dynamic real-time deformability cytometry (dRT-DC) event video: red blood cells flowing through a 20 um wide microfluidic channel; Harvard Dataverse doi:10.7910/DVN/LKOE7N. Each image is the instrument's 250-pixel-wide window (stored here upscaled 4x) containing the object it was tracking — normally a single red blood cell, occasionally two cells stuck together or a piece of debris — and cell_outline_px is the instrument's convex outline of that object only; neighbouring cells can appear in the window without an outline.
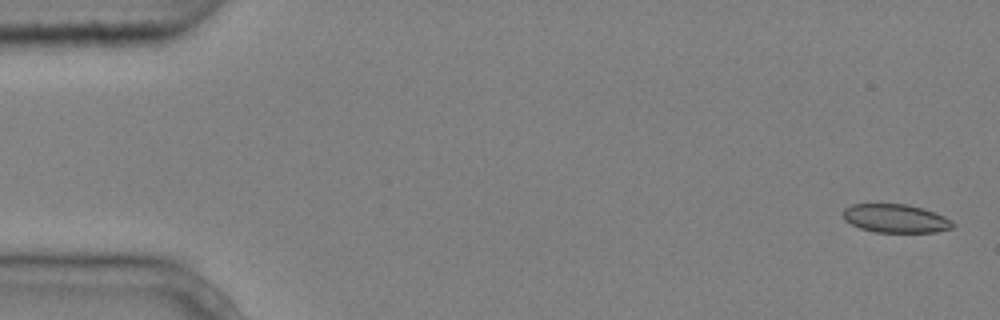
{"species": "common noctule bat (a hibernating species)", "species_latin": "Nyctalus noctula", "temperature_condition": "cold", "stored_images_in_passage": 7, "camera_frame_rate_fps": 3000, "um_per_image_px": 0.085, "animal": {"sex": "male", "body_mass_g": 20.4}, "frame": {"image": 1, "passage_image": 1, "time_ms": 0.0, "image_size_px": [1000, 320], "cell_outline_px": [[956, 224], [952, 228], [936, 232], [876, 232], [860, 228], [844, 220], [844, 208], [852, 204], [908, 204], [924, 208], [944, 216], [952, 220]], "centroid_in_image_um": [76.16, 18.56], "position_along_channel_um": 8.8, "area_um2": 18.26}}
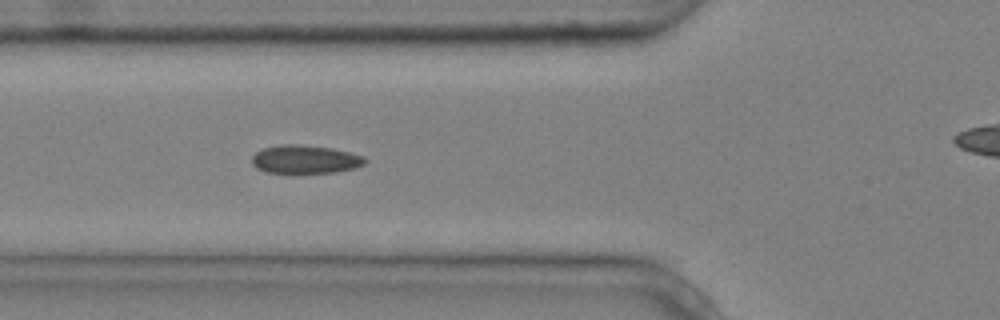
{"frame": {"image": 2, "passage_image": 6, "time_ms": 1.667, "image_size_px": [1000, 320], "cell_outline_px": [[368, 160], [364, 164], [356, 168], [332, 172], [264, 172], [256, 168], [252, 164], [252, 156], [256, 152], [264, 148], [280, 144], [296, 144], [332, 148], [364, 156]], "centroid_in_image_um": [25.93, 13.53], "position_along_channel_um": 99.9, "area_um2": 18.55}}